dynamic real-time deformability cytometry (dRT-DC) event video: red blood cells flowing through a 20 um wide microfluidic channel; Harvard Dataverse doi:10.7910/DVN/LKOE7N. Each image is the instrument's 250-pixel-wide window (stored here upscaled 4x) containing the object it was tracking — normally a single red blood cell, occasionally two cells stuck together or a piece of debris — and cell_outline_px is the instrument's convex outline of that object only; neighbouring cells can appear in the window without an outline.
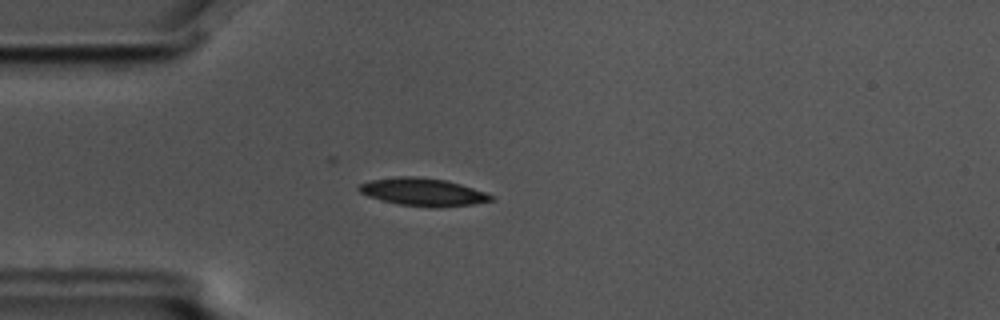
{"species": "common noctule bat (a hibernating species)", "species_latin": "Nyctalus noctula", "temperature_condition": "cold", "stored_images_in_passage": 4, "camera_frame_rate_fps": 3000, "um_per_image_px": 0.085, "animal": {"sex": "male", "body_mass_g": 17.5, "forearm_length_mm": 52.3}, "frame": {"image": 1, "passage_image": 4, "time_ms": 1.0, "image_size_px": [1000, 320], "cell_outline_px": [[496, 200], [472, 204], [436, 208], [432, 208], [400, 204], [368, 196], [360, 192], [356, 188], [360, 184], [372, 180], [400, 176], [412, 176], [444, 180], [460, 184], [496, 196]], "centroid_in_image_um": [35.99, 16.33], "position_along_channel_um": 49.0, "area_um2": 21.15}}